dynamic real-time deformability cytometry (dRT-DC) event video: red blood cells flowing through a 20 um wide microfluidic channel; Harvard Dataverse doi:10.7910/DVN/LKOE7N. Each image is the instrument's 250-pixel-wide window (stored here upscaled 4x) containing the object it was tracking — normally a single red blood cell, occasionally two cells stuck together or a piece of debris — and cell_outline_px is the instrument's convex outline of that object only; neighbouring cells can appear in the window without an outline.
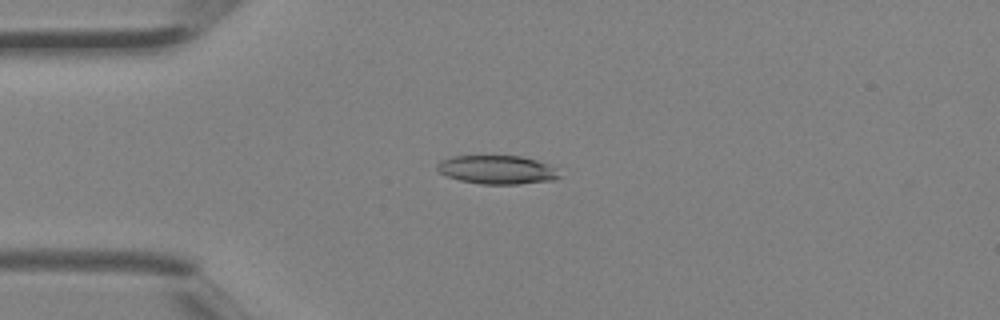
{"species": "Egyptian fruit bat (a non-hibernating species)", "species_latin": "Rousettus aegyptiacus", "temperature_condition": "room temperature", "stored_images_in_passage": 4, "camera_frame_rate_fps": 3000, "um_per_image_px": 0.085, "animal": {"sex": "female"}, "frame": {"image": 1, "passage_image": 3, "time_ms": 0.667, "image_size_px": [1000, 320], "cell_outline_px": [[560, 176], [552, 180], [520, 184], [480, 184], [460, 180], [448, 176], [440, 172], [436, 168], [436, 164], [440, 160], [452, 156], [520, 156], [536, 160], [548, 164]], "centroid_in_image_um": [42.19, 14.42], "position_along_channel_um": 42.8, "area_um2": 20.17}}
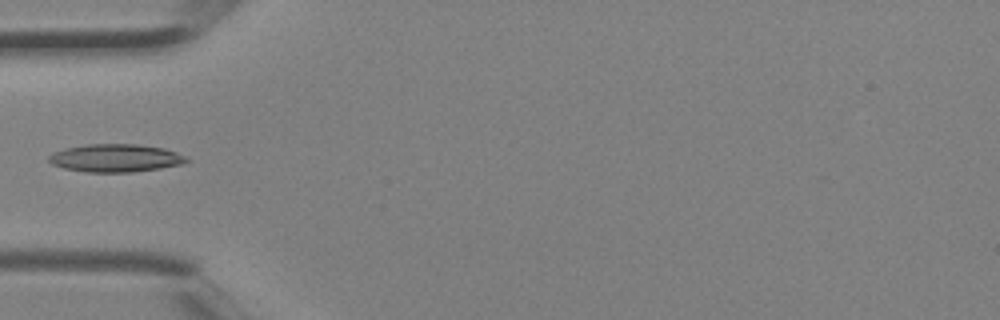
{"frame": {"image": 2, "passage_image": 4, "time_ms": 1.0, "image_size_px": [1000, 320], "cell_outline_px": [[192, 160], [184, 164], [160, 168], [132, 172], [84, 172], [64, 168], [52, 164], [48, 160], [48, 156], [52, 152], [68, 148], [88, 144], [136, 144], [164, 148], [176, 152]], "centroid_in_image_um": [9.84, 13.44], "position_along_channel_um": 75.2, "area_um2": 22.43}}